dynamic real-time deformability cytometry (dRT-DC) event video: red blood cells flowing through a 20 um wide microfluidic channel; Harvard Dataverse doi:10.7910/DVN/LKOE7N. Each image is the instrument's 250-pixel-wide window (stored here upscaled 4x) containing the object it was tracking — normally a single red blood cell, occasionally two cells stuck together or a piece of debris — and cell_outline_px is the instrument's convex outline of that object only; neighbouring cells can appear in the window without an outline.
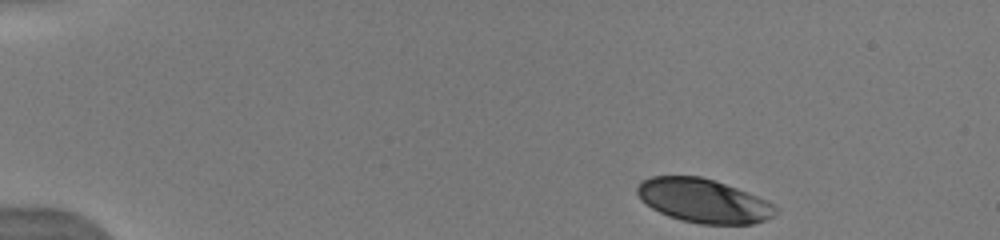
{"species": "human", "species_latin": "Homo sapiens", "temperature_condition": "warm", "stored_images_in_passage": 9, "camera_frame_rate_fps": 3000, "um_per_image_px": 0.085, "donor": {"sex": "male"}, "frame": {"image": 1, "passage_image": 1, "time_ms": 0.0, "image_size_px": [1000, 240], "cell_outline_px": [[780, 208], [768, 220], [752, 224], [700, 224], [680, 220], [668, 216], [652, 208], [636, 192], [636, 188], [644, 180], [652, 176], [700, 176], [736, 188], [756, 196]], "centroid_in_image_um": [59.82, 17.08], "position_along_channel_um": 25.2, "area_um2": 34.91}}
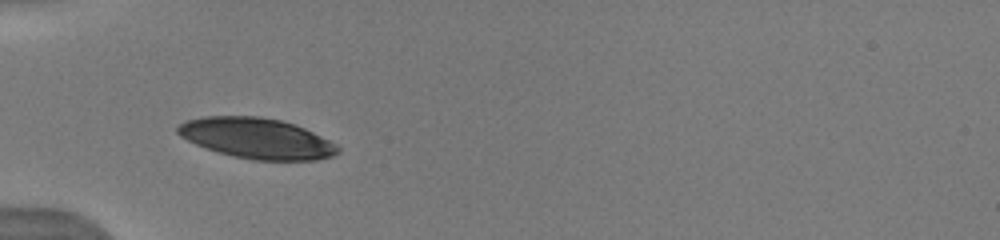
{"frame": {"image": 2, "passage_image": 6, "time_ms": 3.333, "image_size_px": [1000, 240], "cell_outline_px": [[340, 152], [332, 156], [316, 160], [256, 160], [232, 156], [196, 144], [180, 136], [176, 132], [176, 128], [184, 120], [204, 116], [260, 116], [280, 120], [296, 124], [336, 144], [340, 148]], "centroid_in_image_um": [21.82, 11.75], "position_along_channel_um": 63.2, "area_um2": 37.74}}